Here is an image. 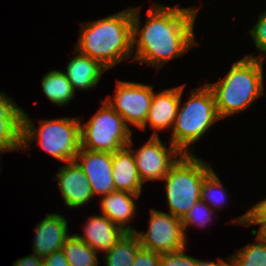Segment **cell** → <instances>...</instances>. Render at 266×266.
Instances as JSON below:
<instances>
[{
	"label": "cell",
	"instance_id": "obj_14",
	"mask_svg": "<svg viewBox=\"0 0 266 266\" xmlns=\"http://www.w3.org/2000/svg\"><path fill=\"white\" fill-rule=\"evenodd\" d=\"M67 224L66 219L60 214H46V217L36 225L33 253L45 258L53 252L61 251L70 236Z\"/></svg>",
	"mask_w": 266,
	"mask_h": 266
},
{
	"label": "cell",
	"instance_id": "obj_28",
	"mask_svg": "<svg viewBox=\"0 0 266 266\" xmlns=\"http://www.w3.org/2000/svg\"><path fill=\"white\" fill-rule=\"evenodd\" d=\"M23 112L14 100L0 92V118L1 119H23Z\"/></svg>",
	"mask_w": 266,
	"mask_h": 266
},
{
	"label": "cell",
	"instance_id": "obj_20",
	"mask_svg": "<svg viewBox=\"0 0 266 266\" xmlns=\"http://www.w3.org/2000/svg\"><path fill=\"white\" fill-rule=\"evenodd\" d=\"M140 248L138 236L134 232H126L112 248L105 252L103 262L106 266H132Z\"/></svg>",
	"mask_w": 266,
	"mask_h": 266
},
{
	"label": "cell",
	"instance_id": "obj_30",
	"mask_svg": "<svg viewBox=\"0 0 266 266\" xmlns=\"http://www.w3.org/2000/svg\"><path fill=\"white\" fill-rule=\"evenodd\" d=\"M160 257V254L141 247L137 251L132 266H159Z\"/></svg>",
	"mask_w": 266,
	"mask_h": 266
},
{
	"label": "cell",
	"instance_id": "obj_33",
	"mask_svg": "<svg viewBox=\"0 0 266 266\" xmlns=\"http://www.w3.org/2000/svg\"><path fill=\"white\" fill-rule=\"evenodd\" d=\"M260 225L258 232L254 229L255 233L258 234L264 241H266V219H249V226Z\"/></svg>",
	"mask_w": 266,
	"mask_h": 266
},
{
	"label": "cell",
	"instance_id": "obj_26",
	"mask_svg": "<svg viewBox=\"0 0 266 266\" xmlns=\"http://www.w3.org/2000/svg\"><path fill=\"white\" fill-rule=\"evenodd\" d=\"M185 248L161 254L159 266H197V259L185 254Z\"/></svg>",
	"mask_w": 266,
	"mask_h": 266
},
{
	"label": "cell",
	"instance_id": "obj_16",
	"mask_svg": "<svg viewBox=\"0 0 266 266\" xmlns=\"http://www.w3.org/2000/svg\"><path fill=\"white\" fill-rule=\"evenodd\" d=\"M112 177L115 191L141 194L140 179L132 150L126 146L112 153Z\"/></svg>",
	"mask_w": 266,
	"mask_h": 266
},
{
	"label": "cell",
	"instance_id": "obj_8",
	"mask_svg": "<svg viewBox=\"0 0 266 266\" xmlns=\"http://www.w3.org/2000/svg\"><path fill=\"white\" fill-rule=\"evenodd\" d=\"M149 228L146 233L134 232L142 248L158 254H168L186 248V234L182 219L155 209L150 211Z\"/></svg>",
	"mask_w": 266,
	"mask_h": 266
},
{
	"label": "cell",
	"instance_id": "obj_6",
	"mask_svg": "<svg viewBox=\"0 0 266 266\" xmlns=\"http://www.w3.org/2000/svg\"><path fill=\"white\" fill-rule=\"evenodd\" d=\"M210 164L195 154H183L163 179L170 214L183 219L190 208L200 201L204 178L212 171Z\"/></svg>",
	"mask_w": 266,
	"mask_h": 266
},
{
	"label": "cell",
	"instance_id": "obj_5",
	"mask_svg": "<svg viewBox=\"0 0 266 266\" xmlns=\"http://www.w3.org/2000/svg\"><path fill=\"white\" fill-rule=\"evenodd\" d=\"M28 116L23 112V150L29 149V142L38 140V146L52 157L65 163L75 160L81 148V121L78 118L42 119L36 128Z\"/></svg>",
	"mask_w": 266,
	"mask_h": 266
},
{
	"label": "cell",
	"instance_id": "obj_23",
	"mask_svg": "<svg viewBox=\"0 0 266 266\" xmlns=\"http://www.w3.org/2000/svg\"><path fill=\"white\" fill-rule=\"evenodd\" d=\"M23 119L0 118V147L7 152L22 150Z\"/></svg>",
	"mask_w": 266,
	"mask_h": 266
},
{
	"label": "cell",
	"instance_id": "obj_2",
	"mask_svg": "<svg viewBox=\"0 0 266 266\" xmlns=\"http://www.w3.org/2000/svg\"><path fill=\"white\" fill-rule=\"evenodd\" d=\"M75 51L110 69L133 55L132 8L81 26Z\"/></svg>",
	"mask_w": 266,
	"mask_h": 266
},
{
	"label": "cell",
	"instance_id": "obj_31",
	"mask_svg": "<svg viewBox=\"0 0 266 266\" xmlns=\"http://www.w3.org/2000/svg\"><path fill=\"white\" fill-rule=\"evenodd\" d=\"M43 263L44 266H69L62 250L53 252L49 256L43 258Z\"/></svg>",
	"mask_w": 266,
	"mask_h": 266
},
{
	"label": "cell",
	"instance_id": "obj_7",
	"mask_svg": "<svg viewBox=\"0 0 266 266\" xmlns=\"http://www.w3.org/2000/svg\"><path fill=\"white\" fill-rule=\"evenodd\" d=\"M101 104L99 111L80 125L81 148L113 153L128 146L132 131L106 100Z\"/></svg>",
	"mask_w": 266,
	"mask_h": 266
},
{
	"label": "cell",
	"instance_id": "obj_13",
	"mask_svg": "<svg viewBox=\"0 0 266 266\" xmlns=\"http://www.w3.org/2000/svg\"><path fill=\"white\" fill-rule=\"evenodd\" d=\"M184 86L185 84L166 89L157 94L154 92L147 119L140 129L145 130L149 124L154 129L152 136H158L157 131L160 130H172Z\"/></svg>",
	"mask_w": 266,
	"mask_h": 266
},
{
	"label": "cell",
	"instance_id": "obj_27",
	"mask_svg": "<svg viewBox=\"0 0 266 266\" xmlns=\"http://www.w3.org/2000/svg\"><path fill=\"white\" fill-rule=\"evenodd\" d=\"M258 51L266 55V10L259 15L257 23L248 31Z\"/></svg>",
	"mask_w": 266,
	"mask_h": 266
},
{
	"label": "cell",
	"instance_id": "obj_10",
	"mask_svg": "<svg viewBox=\"0 0 266 266\" xmlns=\"http://www.w3.org/2000/svg\"><path fill=\"white\" fill-rule=\"evenodd\" d=\"M132 142L131 138L128 147L134 154L135 164L143 183L149 180H163L178 161L176 157L183 155L171 142L170 147H165L159 135H151L148 142L137 150L131 148Z\"/></svg>",
	"mask_w": 266,
	"mask_h": 266
},
{
	"label": "cell",
	"instance_id": "obj_18",
	"mask_svg": "<svg viewBox=\"0 0 266 266\" xmlns=\"http://www.w3.org/2000/svg\"><path fill=\"white\" fill-rule=\"evenodd\" d=\"M64 72L73 90H90L98 85L101 75L108 70L99 61L76 51Z\"/></svg>",
	"mask_w": 266,
	"mask_h": 266
},
{
	"label": "cell",
	"instance_id": "obj_32",
	"mask_svg": "<svg viewBox=\"0 0 266 266\" xmlns=\"http://www.w3.org/2000/svg\"><path fill=\"white\" fill-rule=\"evenodd\" d=\"M13 266H44L43 258L36 254L22 257L12 264Z\"/></svg>",
	"mask_w": 266,
	"mask_h": 266
},
{
	"label": "cell",
	"instance_id": "obj_3",
	"mask_svg": "<svg viewBox=\"0 0 266 266\" xmlns=\"http://www.w3.org/2000/svg\"><path fill=\"white\" fill-rule=\"evenodd\" d=\"M247 55L233 63L226 76L212 84L216 110L220 119L244 111L263 95V63L265 57Z\"/></svg>",
	"mask_w": 266,
	"mask_h": 266
},
{
	"label": "cell",
	"instance_id": "obj_9",
	"mask_svg": "<svg viewBox=\"0 0 266 266\" xmlns=\"http://www.w3.org/2000/svg\"><path fill=\"white\" fill-rule=\"evenodd\" d=\"M153 93L150 85L120 80L117 81L114 99L107 96L106 101L127 125L129 123L141 128L147 119Z\"/></svg>",
	"mask_w": 266,
	"mask_h": 266
},
{
	"label": "cell",
	"instance_id": "obj_15",
	"mask_svg": "<svg viewBox=\"0 0 266 266\" xmlns=\"http://www.w3.org/2000/svg\"><path fill=\"white\" fill-rule=\"evenodd\" d=\"M84 235H75L87 243L96 252H107L126 233L120 226L110 221L106 216H91L86 221Z\"/></svg>",
	"mask_w": 266,
	"mask_h": 266
},
{
	"label": "cell",
	"instance_id": "obj_35",
	"mask_svg": "<svg viewBox=\"0 0 266 266\" xmlns=\"http://www.w3.org/2000/svg\"><path fill=\"white\" fill-rule=\"evenodd\" d=\"M0 152H1V154L4 152H7L4 148H2V147H0ZM0 170H1V168H0Z\"/></svg>",
	"mask_w": 266,
	"mask_h": 266
},
{
	"label": "cell",
	"instance_id": "obj_24",
	"mask_svg": "<svg viewBox=\"0 0 266 266\" xmlns=\"http://www.w3.org/2000/svg\"><path fill=\"white\" fill-rule=\"evenodd\" d=\"M225 196L226 195L225 189L223 188V184L217 174L212 170L204 178L203 183L201 185L200 201L205 202L213 210L215 208L220 209L221 205L223 206V202L226 201Z\"/></svg>",
	"mask_w": 266,
	"mask_h": 266
},
{
	"label": "cell",
	"instance_id": "obj_1",
	"mask_svg": "<svg viewBox=\"0 0 266 266\" xmlns=\"http://www.w3.org/2000/svg\"><path fill=\"white\" fill-rule=\"evenodd\" d=\"M139 8H132V52L134 61L161 68L168 61L180 57L197 45L194 21L198 8L169 7L154 4L140 28ZM139 34V37L137 36ZM195 44V45H194ZM136 45V51H134Z\"/></svg>",
	"mask_w": 266,
	"mask_h": 266
},
{
	"label": "cell",
	"instance_id": "obj_22",
	"mask_svg": "<svg viewBox=\"0 0 266 266\" xmlns=\"http://www.w3.org/2000/svg\"><path fill=\"white\" fill-rule=\"evenodd\" d=\"M256 235V243L248 244L231 257L233 266H266V241L252 230Z\"/></svg>",
	"mask_w": 266,
	"mask_h": 266
},
{
	"label": "cell",
	"instance_id": "obj_34",
	"mask_svg": "<svg viewBox=\"0 0 266 266\" xmlns=\"http://www.w3.org/2000/svg\"><path fill=\"white\" fill-rule=\"evenodd\" d=\"M229 263L227 261H224L223 259L218 260V264L214 261H202L197 259V266H231V258L228 259Z\"/></svg>",
	"mask_w": 266,
	"mask_h": 266
},
{
	"label": "cell",
	"instance_id": "obj_17",
	"mask_svg": "<svg viewBox=\"0 0 266 266\" xmlns=\"http://www.w3.org/2000/svg\"><path fill=\"white\" fill-rule=\"evenodd\" d=\"M139 194L122 191H114L100 198L101 212L110 221L120 226L125 232H135L130 226L131 219L136 214V203L133 199H138Z\"/></svg>",
	"mask_w": 266,
	"mask_h": 266
},
{
	"label": "cell",
	"instance_id": "obj_29",
	"mask_svg": "<svg viewBox=\"0 0 266 266\" xmlns=\"http://www.w3.org/2000/svg\"><path fill=\"white\" fill-rule=\"evenodd\" d=\"M249 219H266V199L252 206L250 210L241 215L239 218L234 219L233 222L237 225L243 224L245 226H249Z\"/></svg>",
	"mask_w": 266,
	"mask_h": 266
},
{
	"label": "cell",
	"instance_id": "obj_21",
	"mask_svg": "<svg viewBox=\"0 0 266 266\" xmlns=\"http://www.w3.org/2000/svg\"><path fill=\"white\" fill-rule=\"evenodd\" d=\"M69 266H98L97 252L75 234L70 235L61 248Z\"/></svg>",
	"mask_w": 266,
	"mask_h": 266
},
{
	"label": "cell",
	"instance_id": "obj_4",
	"mask_svg": "<svg viewBox=\"0 0 266 266\" xmlns=\"http://www.w3.org/2000/svg\"><path fill=\"white\" fill-rule=\"evenodd\" d=\"M217 120L220 118L213 92L204 84L192 90L182 107L179 104L170 142L182 154H193L188 151L190 145L200 140Z\"/></svg>",
	"mask_w": 266,
	"mask_h": 266
},
{
	"label": "cell",
	"instance_id": "obj_25",
	"mask_svg": "<svg viewBox=\"0 0 266 266\" xmlns=\"http://www.w3.org/2000/svg\"><path fill=\"white\" fill-rule=\"evenodd\" d=\"M213 213V209L205 202H197L182 219L184 231L189 225L206 226L213 219Z\"/></svg>",
	"mask_w": 266,
	"mask_h": 266
},
{
	"label": "cell",
	"instance_id": "obj_12",
	"mask_svg": "<svg viewBox=\"0 0 266 266\" xmlns=\"http://www.w3.org/2000/svg\"><path fill=\"white\" fill-rule=\"evenodd\" d=\"M59 168L54 179L59 182L58 188L68 207L79 208L95 197L86 175L75 160Z\"/></svg>",
	"mask_w": 266,
	"mask_h": 266
},
{
	"label": "cell",
	"instance_id": "obj_19",
	"mask_svg": "<svg viewBox=\"0 0 266 266\" xmlns=\"http://www.w3.org/2000/svg\"><path fill=\"white\" fill-rule=\"evenodd\" d=\"M41 88L45 96L54 104L63 106L72 101L75 91L64 71L51 70L42 78Z\"/></svg>",
	"mask_w": 266,
	"mask_h": 266
},
{
	"label": "cell",
	"instance_id": "obj_11",
	"mask_svg": "<svg viewBox=\"0 0 266 266\" xmlns=\"http://www.w3.org/2000/svg\"><path fill=\"white\" fill-rule=\"evenodd\" d=\"M75 161L86 175L93 195L105 196L115 191L112 177V153L80 148Z\"/></svg>",
	"mask_w": 266,
	"mask_h": 266
}]
</instances>
